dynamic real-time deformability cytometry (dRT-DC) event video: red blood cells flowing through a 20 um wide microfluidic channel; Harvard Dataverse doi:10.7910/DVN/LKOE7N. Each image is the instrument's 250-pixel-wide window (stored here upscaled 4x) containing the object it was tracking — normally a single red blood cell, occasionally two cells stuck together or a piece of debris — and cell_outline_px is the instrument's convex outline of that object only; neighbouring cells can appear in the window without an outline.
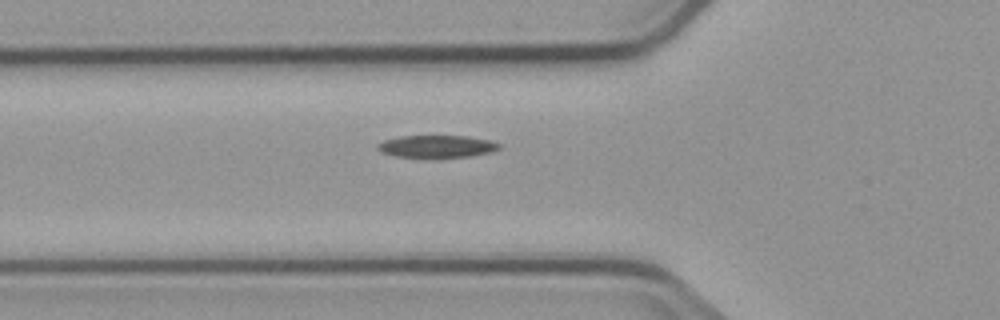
{"species": "common noctule bat (a hibernating species)", "species_latin": "Nyctalus noctula", "temperature_condition": "cold", "stored_images_in_passage": 7, "camera_frame_rate_fps": 3000, "um_per_image_px": 0.085, "animal": {"sex": "male", "body_mass_g": 23.1, "forearm_length_mm": 52.7}, "frame": {"image": 1, "passage_image": 7, "time_ms": 7.667, "image_size_px": [1000, 320], "cell_outline_px": [[500, 148], [492, 152], [472, 156], [436, 160], [396, 156], [384, 152], [376, 148], [376, 144], [384, 140], [400, 136], [468, 136], [488, 140], [500, 144]], "centroid_in_image_um": [37.13, 12.48], "position_along_channel_um": 88.7, "area_um2": 16.47}}